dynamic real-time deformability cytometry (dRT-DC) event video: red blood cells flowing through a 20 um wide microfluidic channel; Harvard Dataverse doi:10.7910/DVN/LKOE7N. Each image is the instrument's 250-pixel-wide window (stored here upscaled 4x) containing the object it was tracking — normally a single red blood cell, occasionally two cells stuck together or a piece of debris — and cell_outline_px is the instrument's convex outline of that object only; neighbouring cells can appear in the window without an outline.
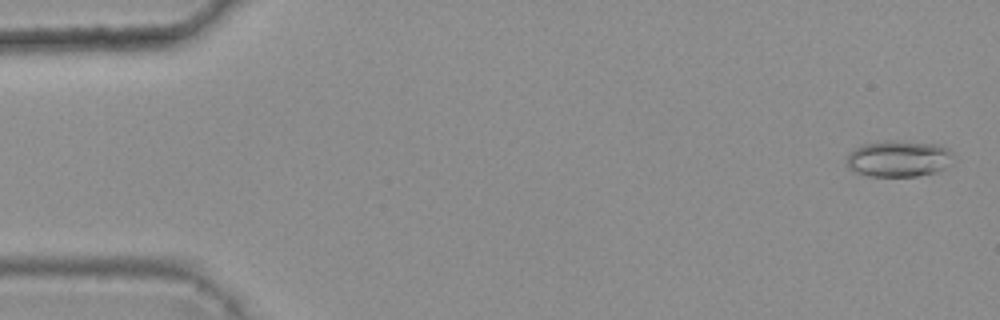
{"species": "common noctule bat (a hibernating species)", "species_latin": "Nyctalus noctula", "temperature_condition": "warm", "stored_images_in_passage": 4, "camera_frame_rate_fps": 3000, "um_per_image_px": 0.085, "animal": {"sex": "female", "body_mass_g": 25.1}, "frame": {"image": 1, "passage_image": 1, "time_ms": 0.0, "image_size_px": [1000, 320], "cell_outline_px": [[952, 156], [944, 168], [936, 172], [916, 176], [868, 176], [856, 172], [848, 168], [848, 152], [864, 144], [888, 140], [896, 140], [940, 144], [948, 148], [952, 152]], "centroid_in_image_um": [76.38, 13.47], "position_along_channel_um": 8.6, "area_um2": 22.54}}